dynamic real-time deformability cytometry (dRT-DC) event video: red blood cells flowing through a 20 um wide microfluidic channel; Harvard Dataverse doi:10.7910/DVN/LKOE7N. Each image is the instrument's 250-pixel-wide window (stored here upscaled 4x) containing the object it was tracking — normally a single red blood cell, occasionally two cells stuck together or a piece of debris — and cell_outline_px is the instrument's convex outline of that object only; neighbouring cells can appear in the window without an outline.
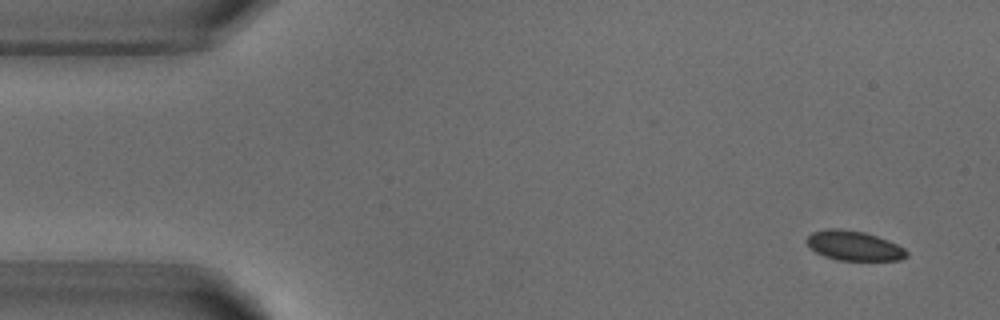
{"species": "common noctule bat (a hibernating species)", "species_latin": "Nyctalus noctula", "temperature_condition": "warm", "stored_images_in_passage": 4, "camera_frame_rate_fps": 3000, "um_per_image_px": 0.085, "animal": {"sex": "male", "body_mass_g": 18.8}, "frame": {"image": 1, "passage_image": 1, "time_ms": 0.0, "image_size_px": [1000, 320], "cell_outline_px": [[908, 256], [900, 260], [836, 260], [824, 256], [816, 252], [804, 240], [812, 232], [828, 228], [840, 228], [864, 232], [888, 240], [904, 248], [908, 252]], "centroid_in_image_um": [72.58, 20.88], "position_along_channel_um": 12.4, "area_um2": 17.28}}
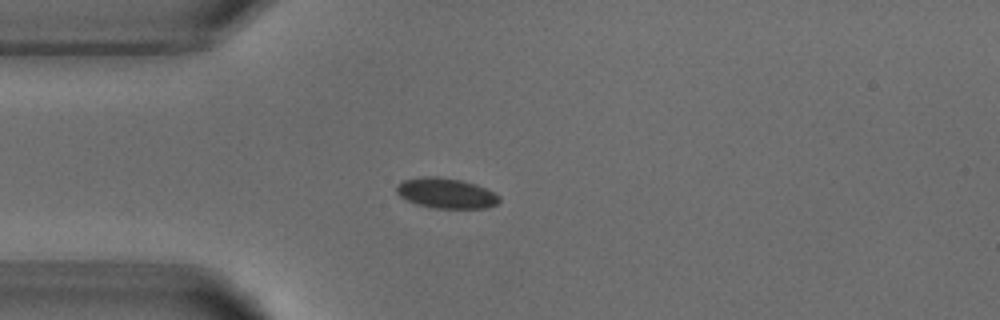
{"frame": {"image": 2, "passage_image": 4, "time_ms": 3.333, "image_size_px": [1000, 320], "cell_outline_px": [[500, 200], [496, 204], [488, 208], [432, 208], [416, 204], [400, 196], [396, 192], [396, 184], [404, 180], [424, 176], [436, 176], [460, 180], [476, 184], [500, 196]], "centroid_in_image_um": [37.9, 16.42], "position_along_channel_um": 47.1, "area_um2": 18.09}}